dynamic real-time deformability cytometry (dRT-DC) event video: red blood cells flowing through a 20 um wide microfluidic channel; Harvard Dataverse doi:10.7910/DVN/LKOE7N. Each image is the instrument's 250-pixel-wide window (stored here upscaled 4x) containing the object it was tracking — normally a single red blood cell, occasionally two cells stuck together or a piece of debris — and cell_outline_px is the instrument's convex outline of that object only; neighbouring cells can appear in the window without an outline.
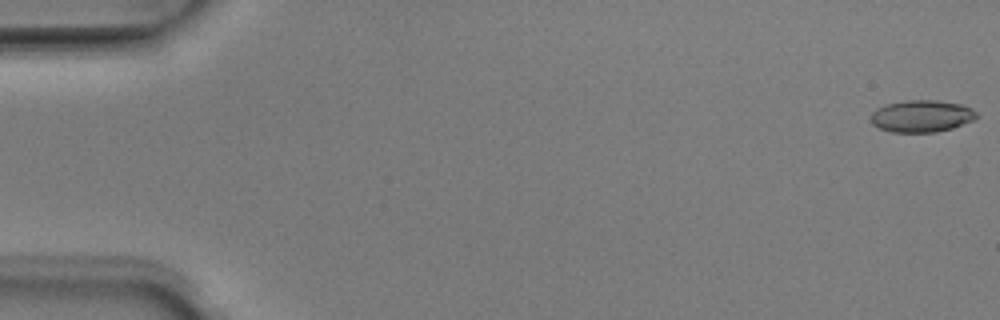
{"species": "Egyptian fruit bat (a non-hibernating species)", "species_latin": "Rousettus aegyptiacus", "temperature_condition": "room temperature", "stored_images_in_passage": 12, "camera_frame_rate_fps": 3000, "um_per_image_px": 0.085, "animal": {"sex": "male"}, "frame": {"image": 1, "passage_image": 1, "time_ms": 0.0, "image_size_px": [1000, 320], "cell_outline_px": [[980, 116], [972, 120], [952, 128], [936, 132], [892, 132], [880, 128], [872, 124], [872, 112], [876, 108], [888, 104], [908, 100], [936, 100], [960, 104], [972, 108]], "centroid_in_image_um": [78.35, 9.87], "position_along_channel_um": 6.6, "area_um2": 19.59}}